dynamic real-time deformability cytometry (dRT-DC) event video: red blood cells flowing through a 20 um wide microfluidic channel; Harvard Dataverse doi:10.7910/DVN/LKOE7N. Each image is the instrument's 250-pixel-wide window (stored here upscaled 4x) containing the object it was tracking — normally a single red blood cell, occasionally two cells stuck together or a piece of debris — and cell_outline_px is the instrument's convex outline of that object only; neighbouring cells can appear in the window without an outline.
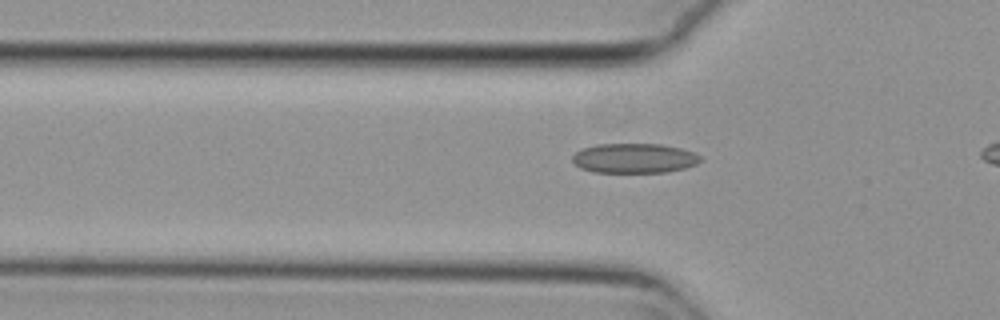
{"species": "common noctule bat (a hibernating species)", "species_latin": "Nyctalus noctula", "temperature_condition": "cold", "stored_images_in_passage": 12, "camera_frame_rate_fps": 3000, "um_per_image_px": 0.085, "animal": {"sex": "female", "body_mass_g": 29.2, "forearm_length_mm": 56.3}, "frame": {"image": 1, "passage_image": 9, "time_ms": 2.667, "image_size_px": [1000, 320], "cell_outline_px": [[700, 160], [696, 164], [684, 168], [668, 172], [596, 172], [580, 168], [572, 160], [572, 156], [580, 148], [596, 144], [660, 144], [680, 148], [692, 152], [700, 156]], "centroid_in_image_um": [53.87, 13.44], "position_along_channel_um": 71.9, "area_um2": 22.08}}